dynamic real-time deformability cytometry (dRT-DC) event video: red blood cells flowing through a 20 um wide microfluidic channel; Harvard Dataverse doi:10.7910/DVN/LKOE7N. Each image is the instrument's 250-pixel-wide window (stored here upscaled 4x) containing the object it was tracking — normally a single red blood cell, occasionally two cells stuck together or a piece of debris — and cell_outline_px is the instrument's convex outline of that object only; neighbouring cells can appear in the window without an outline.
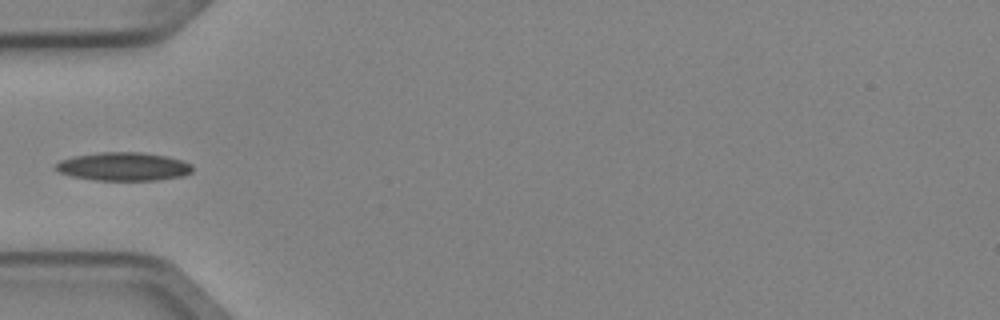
{"species": "Egyptian fruit bat (a non-hibernating species)", "species_latin": "Rousettus aegyptiacus", "temperature_condition": "cold", "stored_images_in_passage": 5, "camera_frame_rate_fps": 3000, "um_per_image_px": 0.085, "animal": {"sex": "female"}, "frame": {"image": 1, "passage_image": 5, "time_ms": 1.333, "image_size_px": [1000, 320], "cell_outline_px": [[192, 172], [184, 176], [156, 180], [96, 180], [72, 176], [60, 172], [56, 168], [56, 164], [60, 160], [76, 156], [100, 152], [140, 152], [164, 156], [180, 160], [192, 164]], "centroid_in_image_um": [10.52, 14.16], "position_along_channel_um": 74.5, "area_um2": 22.37}}